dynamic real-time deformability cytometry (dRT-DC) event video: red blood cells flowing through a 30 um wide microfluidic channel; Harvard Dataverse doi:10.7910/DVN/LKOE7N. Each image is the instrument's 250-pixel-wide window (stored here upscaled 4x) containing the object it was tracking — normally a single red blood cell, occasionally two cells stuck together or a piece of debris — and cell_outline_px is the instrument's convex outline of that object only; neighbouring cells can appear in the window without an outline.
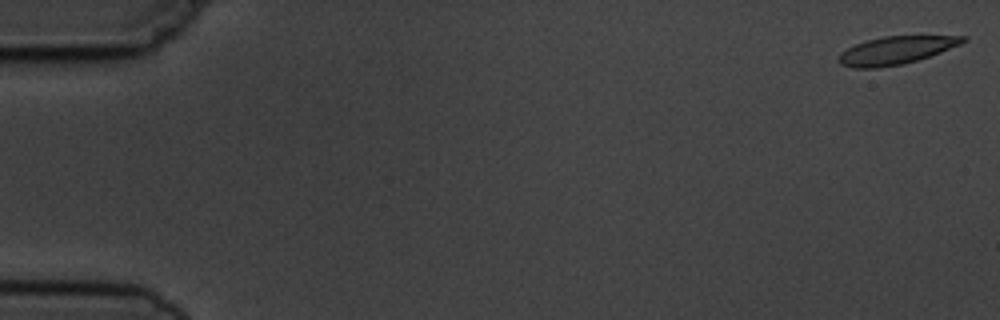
{"species": "common noctule bat (a hibernating species)", "species_latin": "Nyctalus noctula", "temperature_condition": "cold", "stored_images_in_passage": 6, "camera_frame_rate_fps": 3000, "um_per_image_px": 0.085, "animal": {"sex": "male", "body_mass_g": 19.5, "forearm_length_mm": 54.6}, "frame": {"image": 1, "passage_image": 1, "time_ms": 0.0, "image_size_px": [1000, 320], "cell_outline_px": [[968, 40], [960, 44], [940, 52], [904, 64], [876, 68], [852, 68], [840, 64], [836, 60], [836, 56], [840, 52], [856, 44], [868, 40], [884, 36], [968, 36]], "centroid_in_image_um": [76.1, 4.29], "position_along_channel_um": 8.9, "area_um2": 20.11}}
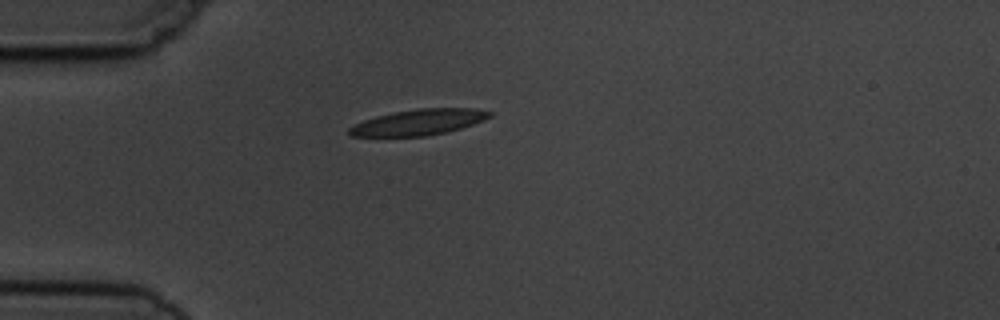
{"frame": {"image": 2, "passage_image": 5, "time_ms": 4.667, "image_size_px": [1000, 320], "cell_outline_px": [[492, 116], [484, 120], [460, 128], [444, 132], [424, 136], [348, 136], [348, 128], [364, 120], [376, 116], [392, 112], [420, 108], [476, 108], [492, 112]], "centroid_in_image_um": [35.58, 10.38], "position_along_channel_um": 49.4, "area_um2": 20.98}}